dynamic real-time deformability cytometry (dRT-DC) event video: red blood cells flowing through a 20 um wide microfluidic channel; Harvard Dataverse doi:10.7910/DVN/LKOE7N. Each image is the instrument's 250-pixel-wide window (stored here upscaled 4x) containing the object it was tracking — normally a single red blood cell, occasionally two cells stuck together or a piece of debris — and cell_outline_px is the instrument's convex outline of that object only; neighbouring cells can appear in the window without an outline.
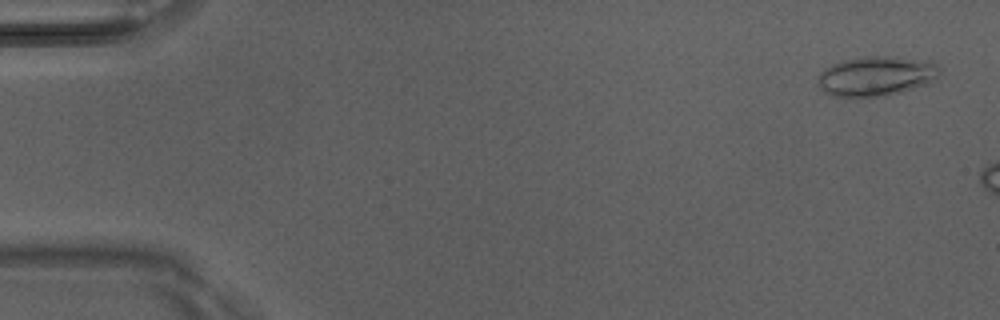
{"species": "Egyptian fruit bat (a non-hibernating species)", "species_latin": "Rousettus aegyptiacus", "temperature_condition": "room temperature", "stored_images_in_passage": 10, "camera_frame_rate_fps": 3000, "um_per_image_px": 0.085, "animal": {"sex": "male"}, "frame": {"image": 1, "passage_image": 2, "time_ms": 0.333, "image_size_px": [1000, 320], "cell_outline_px": [[940, 72], [928, 84], [888, 96], [832, 96], [824, 92], [816, 84], [816, 80], [820, 72], [824, 68], [832, 64], [844, 60], [868, 56], [896, 56], [932, 60], [940, 64]], "centroid_in_image_um": [74.5, 6.45], "position_along_channel_um": 10.5, "area_um2": 28.67}}